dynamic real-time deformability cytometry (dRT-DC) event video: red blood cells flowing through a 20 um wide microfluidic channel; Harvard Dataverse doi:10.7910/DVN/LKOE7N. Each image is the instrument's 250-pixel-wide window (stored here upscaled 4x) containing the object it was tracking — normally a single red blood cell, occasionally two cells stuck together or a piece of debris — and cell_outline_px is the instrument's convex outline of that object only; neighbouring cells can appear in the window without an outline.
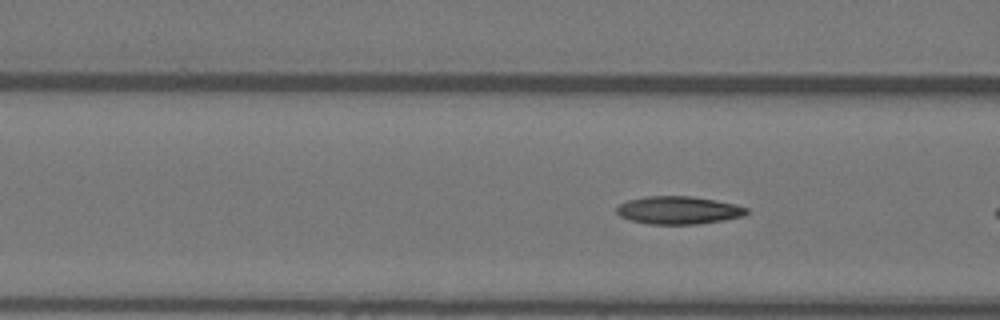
{"species": "Egyptian fruit bat (a non-hibernating species)", "species_latin": "Rousettus aegyptiacus", "temperature_condition": "warm", "stored_images_in_passage": 4, "camera_frame_rate_fps": 3000, "um_per_image_px": 0.085, "animal": {"sex": "female"}, "frame": {"image": 1, "passage_image": 4, "time_ms": 1.0, "image_size_px": [1000, 320], "cell_outline_px": [[748, 212], [744, 216], [724, 220], [696, 224], [648, 224], [632, 220], [620, 216], [616, 212], [616, 208], [620, 204], [628, 200], [644, 196], [692, 196], [716, 200], [736, 204], [748, 208]], "centroid_in_image_um": [57.69, 17.86], "position_along_channel_um": 108.9, "area_um2": 21.15}}